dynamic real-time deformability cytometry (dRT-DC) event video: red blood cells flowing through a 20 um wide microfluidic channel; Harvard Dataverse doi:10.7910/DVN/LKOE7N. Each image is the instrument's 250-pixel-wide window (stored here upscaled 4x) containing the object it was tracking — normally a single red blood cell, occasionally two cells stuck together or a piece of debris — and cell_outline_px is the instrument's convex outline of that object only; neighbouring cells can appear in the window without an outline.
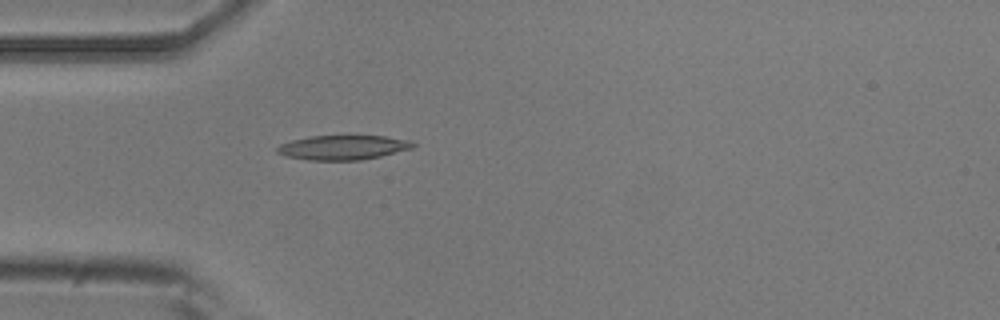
{"species": "common noctule bat (a hibernating species)", "species_latin": "Nyctalus noctula", "temperature_condition": "room temperature", "stored_images_in_passage": 5, "camera_frame_rate_fps": 3000, "um_per_image_px": 0.085, "animal": {"sex": "male", "body_mass_g": 20.5, "forearm_length_mm": 52.5}, "frame": {"image": 1, "passage_image": 4, "time_ms": 4.667, "image_size_px": [1000, 320], "cell_outline_px": [[416, 144], [412, 148], [380, 156], [360, 160], [308, 160], [288, 156], [276, 152], [276, 148], [280, 144], [292, 140], [308, 136], [384, 136], [412, 140]], "centroid_in_image_um": [29.16, 12.53], "position_along_channel_um": 55.8, "area_um2": 19.31}}